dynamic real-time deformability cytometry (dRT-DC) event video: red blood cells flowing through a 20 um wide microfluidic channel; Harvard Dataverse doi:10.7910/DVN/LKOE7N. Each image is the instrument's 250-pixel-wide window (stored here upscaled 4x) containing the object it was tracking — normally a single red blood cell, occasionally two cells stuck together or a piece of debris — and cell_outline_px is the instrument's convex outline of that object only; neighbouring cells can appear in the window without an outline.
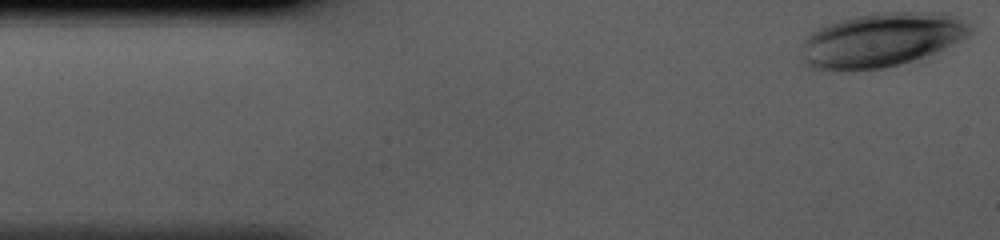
{"species": "human", "species_latin": "Homo sapiens", "temperature_condition": "cold", "stored_images_in_passage": 36, "camera_frame_rate_fps": 3000, "um_per_image_px": 0.085, "donor": {"sex": "male"}, "frame": {"image": 1, "passage_image": 1, "time_ms": 0.0, "image_size_px": [1000, 240], "cell_outline_px": [[972, 32], [968, 36], [936, 52], [900, 64], [884, 68], [812, 68], [804, 64], [800, 44], [812, 32], [828, 24], [856, 16], [872, 12], [944, 12], [968, 24], [972, 28]], "centroid_in_image_um": [74.93, 3.36], "position_along_channel_um": 10.1, "area_um2": 52.31}}
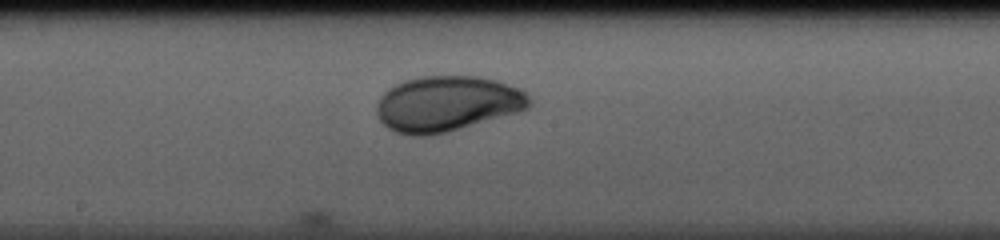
{"frame": {"image": 2, "passage_image": 21, "time_ms": 6.667, "image_size_px": [1000, 240], "cell_outline_px": [[532, 104], [528, 108], [520, 112], [448, 132], [428, 136], [412, 136], [396, 132], [388, 128], [380, 120], [376, 112], [376, 104], [380, 96], [388, 88], [404, 80], [420, 76], [480, 76], [496, 80], [520, 88], [532, 100]], "centroid_in_image_um": [38.01, 8.82], "position_along_channel_um": 210.2, "area_um2": 49.88}}
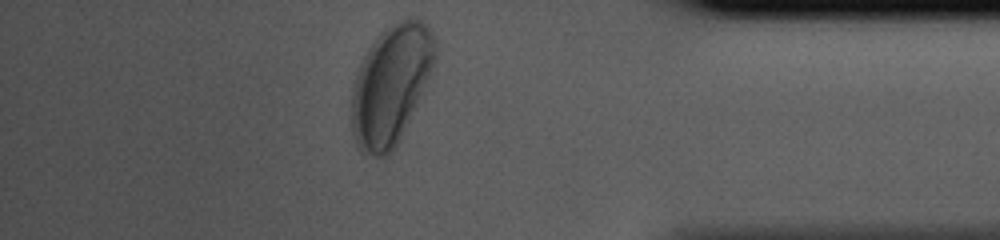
{"frame": {"image": 3, "passage_image": 36, "time_ms": 11.667, "image_size_px": [1000, 240], "cell_outline_px": [[436, 60], [396, 148], [388, 156], [376, 156], [356, 148], [352, 132], [352, 88], [360, 64], [368, 48], [392, 24], [408, 16], [424, 16], [436, 40]], "centroid_in_image_um": [33.26, 7.16], "position_along_channel_um": 401.9, "area_um2": 57.92}}